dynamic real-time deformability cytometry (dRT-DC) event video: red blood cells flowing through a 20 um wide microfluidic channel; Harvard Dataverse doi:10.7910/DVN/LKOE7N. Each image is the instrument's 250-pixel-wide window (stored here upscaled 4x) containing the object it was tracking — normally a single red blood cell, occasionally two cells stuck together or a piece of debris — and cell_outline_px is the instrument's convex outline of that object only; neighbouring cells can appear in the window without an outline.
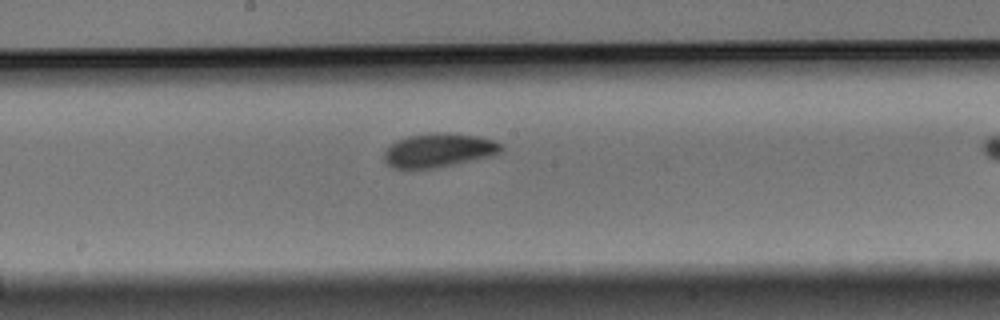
{"species": "Egyptian fruit bat (a non-hibernating species)", "species_latin": "Rousettus aegyptiacus", "temperature_condition": "warm", "stored_images_in_passage": 5, "camera_frame_rate_fps": 3000, "um_per_image_px": 0.085, "animal": {"sex": "male"}, "frame": {"image": 1, "passage_image": 5, "time_ms": 1.333, "image_size_px": [1000, 320], "cell_outline_px": [[504, 148], [500, 152], [492, 156], [432, 168], [392, 168], [384, 160], [384, 152], [396, 140], [408, 136], [432, 132], [444, 132], [480, 136], [504, 144]], "centroid_in_image_um": [37.31, 12.75], "position_along_channel_um": 210.9, "area_um2": 23.06}}